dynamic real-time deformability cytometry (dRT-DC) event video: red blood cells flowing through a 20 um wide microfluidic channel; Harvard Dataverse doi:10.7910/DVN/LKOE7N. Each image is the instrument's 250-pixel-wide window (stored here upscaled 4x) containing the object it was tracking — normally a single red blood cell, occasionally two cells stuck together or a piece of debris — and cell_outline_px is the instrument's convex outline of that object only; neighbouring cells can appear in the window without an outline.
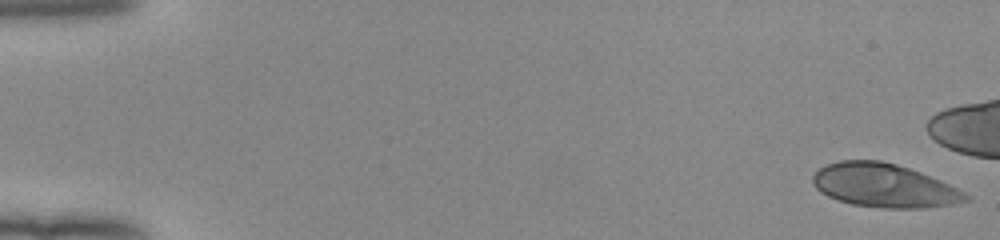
{"species": "human", "species_latin": "Homo sapiens", "temperature_condition": "room temperature", "stored_images_in_passage": 43, "camera_frame_rate_fps": 3000, "um_per_image_px": 0.085, "donor": {"sex": "female"}, "frame": {"image": 1, "passage_image": 1, "time_ms": 0.0, "image_size_px": [1000, 240], "cell_outline_px": [[972, 200], [952, 204], [924, 208], [884, 208], [852, 204], [828, 196], [820, 192], [812, 184], [812, 176], [820, 168], [828, 164], [840, 160], [880, 160], [896, 164], [920, 172], [940, 180], [972, 196]], "centroid_in_image_um": [75.16, 15.77], "position_along_channel_um": 9.8, "area_um2": 38.78}}
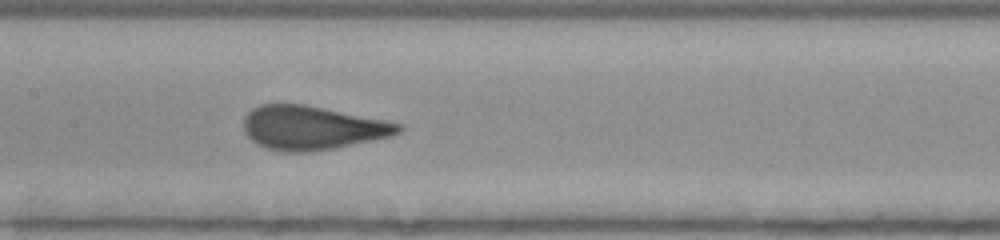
{"frame": {"image": 2, "passage_image": 26, "time_ms": 8.333, "image_size_px": [1000, 240], "cell_outline_px": [[404, 128], [400, 132], [392, 136], [312, 152], [284, 152], [264, 148], [256, 144], [244, 132], [244, 116], [252, 108], [260, 104], [304, 104], [404, 124]], "centroid_in_image_um": [26.51, 10.86], "position_along_channel_um": 180.9, "area_um2": 39.54}}
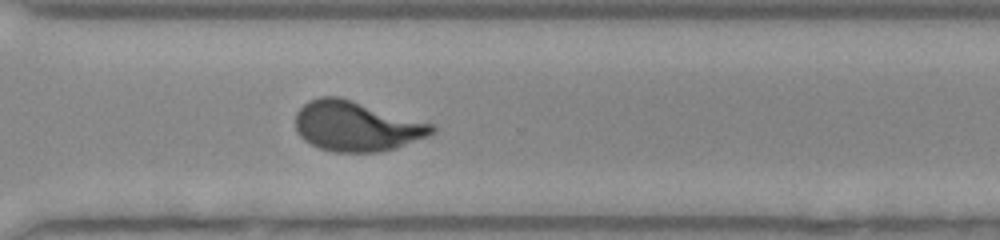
{"frame": {"image": 3, "passage_image": 38, "time_ms": 12.333, "image_size_px": [1000, 240], "cell_outline_px": [[436, 128], [428, 136], [396, 148], [376, 152], [336, 152], [320, 148], [304, 140], [296, 132], [296, 112], [308, 100], [320, 96], [340, 96], [432, 124]], "centroid_in_image_um": [30.26, 10.72], "position_along_channel_um": 340.3, "area_um2": 39.59}}